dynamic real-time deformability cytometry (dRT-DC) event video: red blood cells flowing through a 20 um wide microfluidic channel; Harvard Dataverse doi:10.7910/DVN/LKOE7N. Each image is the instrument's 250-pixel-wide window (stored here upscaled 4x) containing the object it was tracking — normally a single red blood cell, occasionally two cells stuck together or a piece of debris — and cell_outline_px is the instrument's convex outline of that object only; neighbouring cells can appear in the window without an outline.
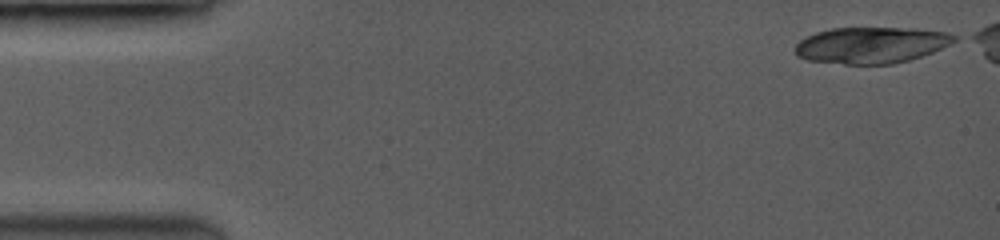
{"species": "common noctule bat (a hibernating species)", "species_latin": "Nyctalus noctula", "temperature_condition": "room temperature", "stored_images_in_passage": 13, "camera_frame_rate_fps": 3500, "um_per_image_px": 0.085, "animal": {"sex": "female", "body_mass_g": 19.0, "forearm_length_mm": 53.3}, "frame": {"image": 1, "passage_image": 1, "time_ms": 0.0, "image_size_px": [1000, 240], "cell_outline_px": [[956, 40], [932, 52], [908, 60], [892, 64], [844, 64], [808, 60], [800, 56], [796, 52], [796, 44], [800, 40], [816, 32], [832, 28], [896, 28], [944, 32], [956, 36]], "centroid_in_image_um": [74.01, 3.84], "position_along_channel_um": 11.0, "area_um2": 32.95}}
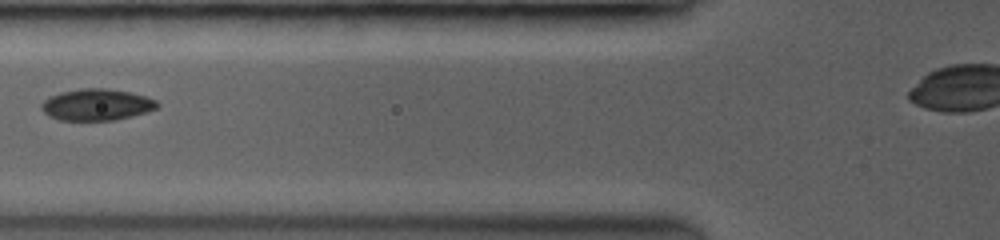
{"frame": {"image": 2, "passage_image": 10, "time_ms": 6.0, "image_size_px": [1000, 240], "cell_outline_px": [[156, 108], [144, 112], [116, 120], [60, 120], [44, 112], [40, 108], [40, 104], [44, 100], [52, 96], [64, 92], [84, 88], [104, 88], [128, 92], [144, 96], [156, 100]], "centroid_in_image_um": [8.18, 8.9], "position_along_channel_um": 117.6, "area_um2": 20.69}}